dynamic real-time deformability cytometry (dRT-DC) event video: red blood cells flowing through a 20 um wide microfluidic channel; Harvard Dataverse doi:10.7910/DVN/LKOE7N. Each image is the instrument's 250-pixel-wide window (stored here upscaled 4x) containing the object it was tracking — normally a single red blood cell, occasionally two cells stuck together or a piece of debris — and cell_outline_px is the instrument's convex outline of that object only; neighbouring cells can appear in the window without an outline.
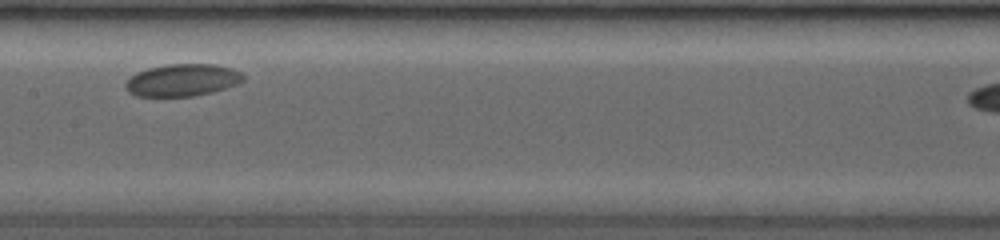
{"species": "common noctule bat (a hibernating species)", "species_latin": "Nyctalus noctula", "temperature_condition": "room temperature", "stored_images_in_passage": 8, "camera_frame_rate_fps": 3500, "um_per_image_px": 0.085, "animal": {"sex": "female", "body_mass_g": 19.0, "forearm_length_mm": 53.3}, "frame": {"image": 1, "passage_image": 4, "time_ms": 3.143, "image_size_px": [1000, 240], "cell_outline_px": [[244, 80], [240, 84], [192, 96], [136, 96], [128, 92], [124, 88], [124, 84], [136, 72], [148, 68], [168, 64], [216, 64], [232, 68], [240, 72], [244, 76]], "centroid_in_image_um": [15.49, 6.8], "position_along_channel_um": 191.9, "area_um2": 22.08}}
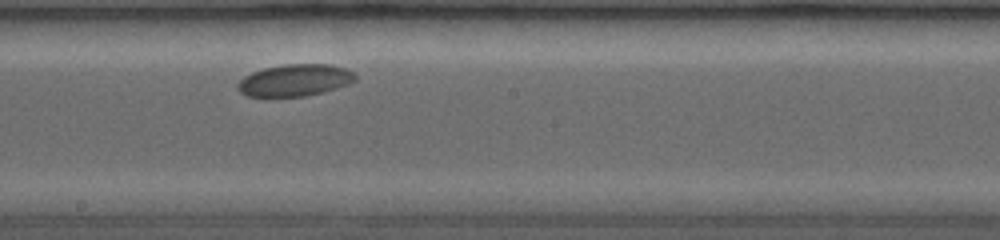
{"frame": {"image": 2, "passage_image": 5, "time_ms": 4.0, "image_size_px": [1000, 240], "cell_outline_px": [[356, 80], [348, 84], [336, 88], [320, 92], [300, 96], [248, 96], [240, 92], [236, 88], [236, 84], [244, 76], [252, 72], [264, 68], [284, 64], [332, 64], [344, 68], [352, 72], [356, 76]], "centroid_in_image_um": [25.03, 6.8], "position_along_channel_um": 223.2, "area_um2": 21.68}}
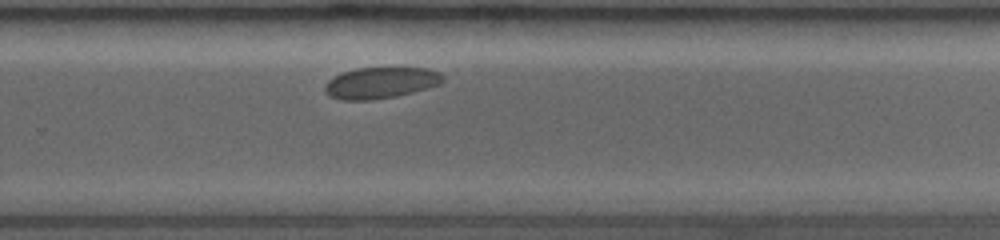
{"frame": {"image": 3, "passage_image": 7, "time_ms": 6.0, "image_size_px": [1000, 240], "cell_outline_px": [[444, 80], [440, 84], [412, 92], [396, 96], [368, 100], [340, 100], [332, 96], [324, 88], [328, 80], [344, 72], [360, 68], [428, 68], [440, 72], [444, 76]], "centroid_in_image_um": [32.41, 7.03], "position_along_channel_um": 297.4, "area_um2": 21.15}}